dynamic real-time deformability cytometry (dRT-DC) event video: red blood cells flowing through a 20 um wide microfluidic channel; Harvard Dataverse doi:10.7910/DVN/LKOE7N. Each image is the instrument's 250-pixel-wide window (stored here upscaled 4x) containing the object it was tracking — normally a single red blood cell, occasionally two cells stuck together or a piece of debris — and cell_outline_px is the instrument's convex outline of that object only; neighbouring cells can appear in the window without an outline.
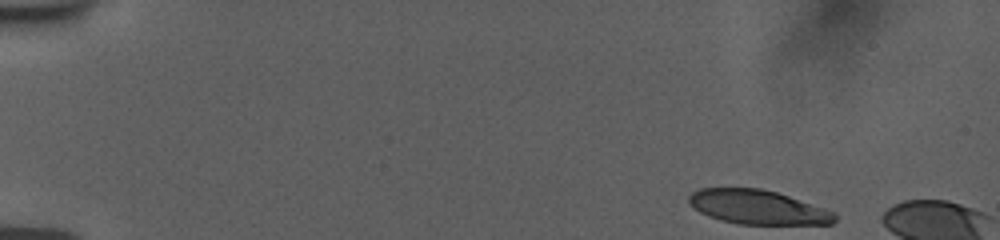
{"species": "human", "species_latin": "Homo sapiens", "temperature_condition": "room temperature", "stored_images_in_passage": 4, "camera_frame_rate_fps": 3000, "um_per_image_px": 0.085, "donor": {"sex": "female"}, "frame": {"image": 1, "passage_image": 1, "time_ms": 0.0, "image_size_px": [1000, 240], "cell_outline_px": [[836, 220], [832, 224], [740, 224], [720, 220], [708, 216], [692, 208], [688, 204], [688, 196], [692, 192], [700, 188], [760, 188], [776, 192], [836, 212]], "centroid_in_image_um": [64.37, 17.61], "position_along_channel_um": 20.6, "area_um2": 29.13}}